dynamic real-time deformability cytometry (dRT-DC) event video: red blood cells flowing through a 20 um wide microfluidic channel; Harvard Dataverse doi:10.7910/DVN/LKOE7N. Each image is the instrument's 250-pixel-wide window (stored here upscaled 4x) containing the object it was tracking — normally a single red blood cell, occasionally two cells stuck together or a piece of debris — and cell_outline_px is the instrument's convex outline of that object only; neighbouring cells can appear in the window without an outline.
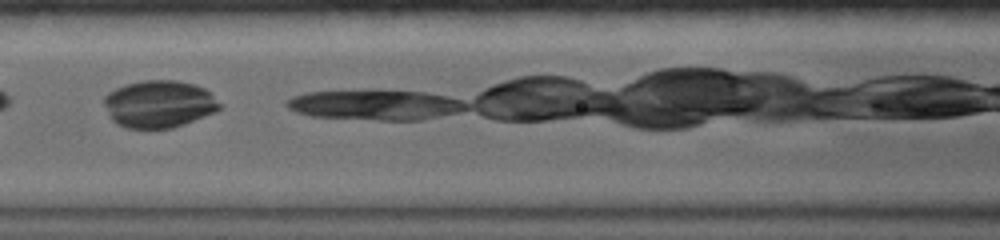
{"species": "common noctule bat (a hibernating species)", "species_latin": "Nyctalus noctula", "temperature_condition": "warm", "stored_images_in_passage": 9, "camera_frame_rate_fps": 5000, "um_per_image_px": 0.085, "animal": {"sex": "female", "body_mass_g": 19.0, "forearm_length_mm": 56.7}, "frame": {"image": 1, "passage_image": 3, "time_ms": 2.4, "image_size_px": [1000, 240], "cell_outline_px": [[220, 108], [192, 120], [172, 128], [128, 128], [120, 124], [112, 116], [108, 104], [108, 96], [116, 88], [128, 84], [144, 80], [176, 80], [196, 84], [204, 88], [220, 104]], "centroid_in_image_um": [13.58, 8.82], "position_along_channel_um": 153.0, "area_um2": 30.4}}
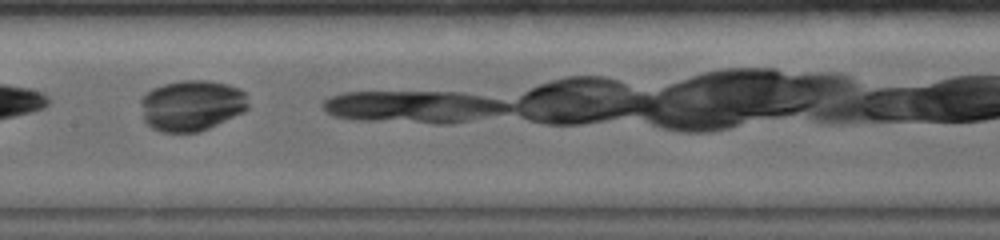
{"frame": {"image": 2, "passage_image": 4, "time_ms": 3.4, "image_size_px": [1000, 240], "cell_outline_px": [[244, 108], [240, 112], [196, 132], [164, 132], [156, 128], [144, 116], [144, 96], [152, 88], [164, 84], [180, 80], [204, 80], [228, 84], [244, 92]], "centroid_in_image_um": [16.27, 8.92], "position_along_channel_um": 191.1, "area_um2": 30.06}}